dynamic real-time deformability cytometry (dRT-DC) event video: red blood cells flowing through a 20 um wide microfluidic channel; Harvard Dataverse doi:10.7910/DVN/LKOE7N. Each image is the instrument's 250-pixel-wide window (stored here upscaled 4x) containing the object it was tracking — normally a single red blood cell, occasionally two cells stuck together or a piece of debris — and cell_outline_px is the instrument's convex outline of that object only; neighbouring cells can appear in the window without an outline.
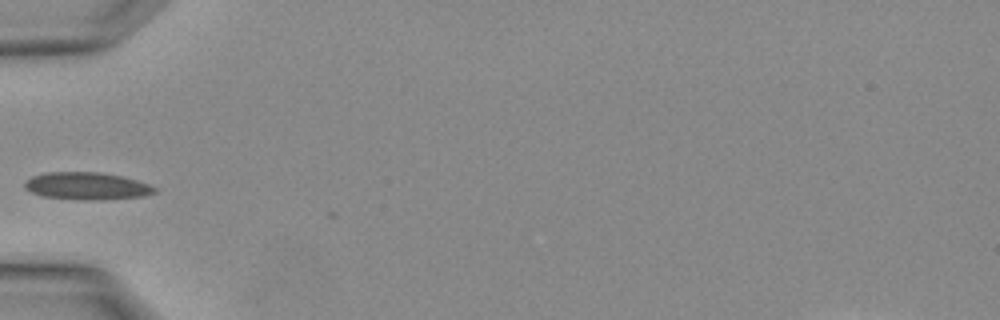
{"species": "Egyptian fruit bat (a non-hibernating species)", "species_latin": "Rousettus aegyptiacus", "temperature_condition": "warm", "stored_images_in_passage": 3, "camera_frame_rate_fps": 3000, "um_per_image_px": 0.085, "animal": {"sex": "female"}, "frame": {"image": 1, "passage_image": 3, "time_ms": 0.667, "image_size_px": [1000, 320], "cell_outline_px": [[156, 192], [144, 196], [44, 196], [32, 192], [24, 184], [32, 176], [48, 172], [100, 172], [120, 176], [136, 180], [148, 184], [156, 188]], "centroid_in_image_um": [7.37, 15.72], "position_along_channel_um": 77.6, "area_um2": 18.73}}